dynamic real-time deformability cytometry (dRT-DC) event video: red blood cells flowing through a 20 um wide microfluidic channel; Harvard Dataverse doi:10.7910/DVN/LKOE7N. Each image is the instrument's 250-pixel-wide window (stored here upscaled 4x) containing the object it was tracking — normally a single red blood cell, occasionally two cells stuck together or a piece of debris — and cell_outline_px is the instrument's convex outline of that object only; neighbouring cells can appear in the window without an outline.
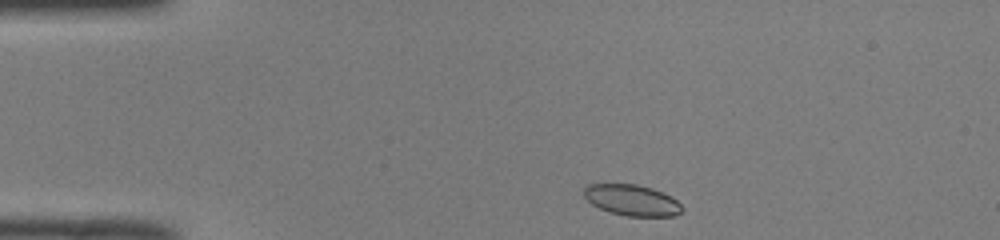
{"species": "common noctule bat (a hibernating species)", "species_latin": "Nyctalus noctula", "temperature_condition": "room temperature", "stored_images_in_passage": 41, "camera_frame_rate_fps": 3000, "um_per_image_px": 0.085, "animal": {"sex": "male", "body_mass_g": 19.0, "forearm_length_mm": 50.8}, "frame": {"image": 1, "passage_image": 1, "time_ms": 0.0, "image_size_px": [1000, 240], "cell_outline_px": [[684, 208], [676, 216], [628, 216], [612, 212], [600, 208], [592, 204], [584, 196], [584, 188], [588, 184], [636, 184], [652, 188], [672, 196]], "centroid_in_image_um": [53.74, 17.01], "position_along_channel_um": 31.3, "area_um2": 17.63}}
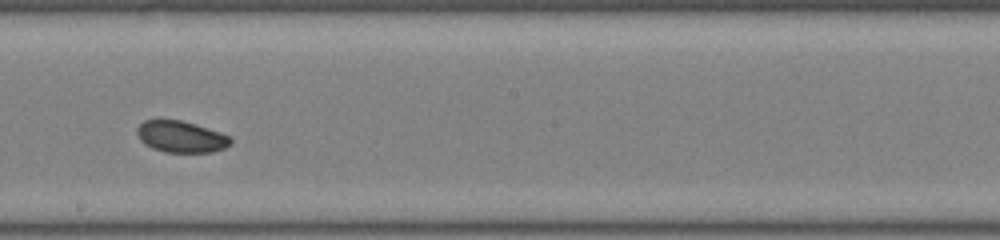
{"frame": {"image": 2, "passage_image": 20, "time_ms": 6.333, "image_size_px": [1000, 240], "cell_outline_px": [[232, 144], [224, 148], [212, 152], [164, 152], [152, 148], [144, 144], [140, 140], [136, 132], [136, 128], [144, 120], [180, 120], [196, 124], [220, 132], [228, 136], [232, 140]], "centroid_in_image_um": [15.37, 11.62], "position_along_channel_um": 232.8, "area_um2": 17.22}}
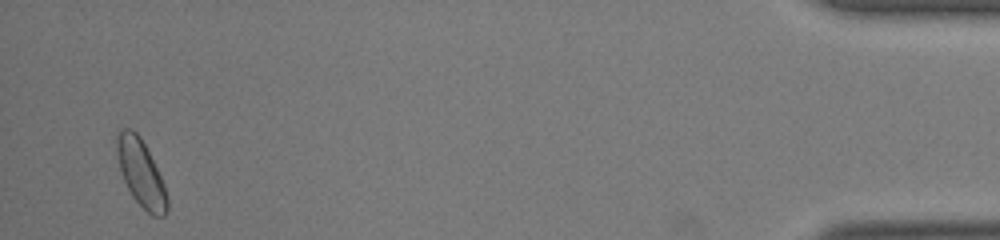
{"frame": {"image": 3, "passage_image": 40, "time_ms": 13.0, "image_size_px": [1000, 240], "cell_outline_px": [[168, 208], [164, 216], [152, 216], [132, 196], [124, 180], [120, 168], [116, 152], [116, 132], [124, 128], [132, 128], [140, 136], [164, 184], [168, 200]], "centroid_in_image_um": [11.96, 14.69], "position_along_channel_um": 423.2, "area_um2": 19.31}, "authors_computed_cell_mechanics": {"area_um2": 18.0336, "velocity_mm_per_s": 4.0388, "shape_relaxation_time_tau1_ms": 1.6337, "shape_relaxation_time_tau2_ms": null, "deformation_change_tau1": 0.0411, "deformation_change_tau2": null}}